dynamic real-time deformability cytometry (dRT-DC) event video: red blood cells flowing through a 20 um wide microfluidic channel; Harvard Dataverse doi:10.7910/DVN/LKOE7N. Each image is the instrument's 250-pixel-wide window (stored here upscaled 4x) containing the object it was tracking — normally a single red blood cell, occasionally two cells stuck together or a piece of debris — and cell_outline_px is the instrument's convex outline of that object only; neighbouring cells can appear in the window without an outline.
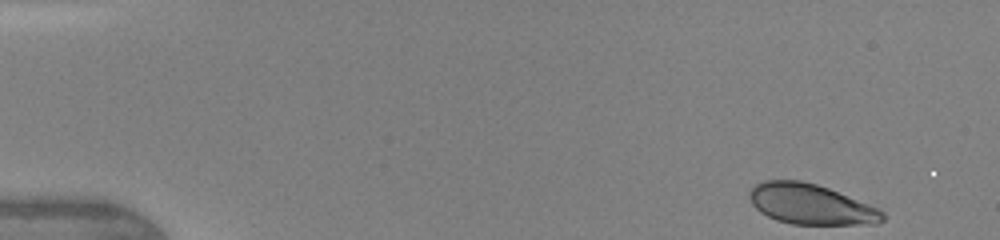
{"species": "human", "species_latin": "Homo sapiens", "temperature_condition": "warm", "stored_images_in_passage": 11, "camera_frame_rate_fps": 3000, "um_per_image_px": 0.085, "donor": {"sex": "female"}, "frame": {"image": 1, "passage_image": 1, "time_ms": 0.0, "image_size_px": [1000, 240], "cell_outline_px": [[884, 220], [876, 224], [792, 224], [776, 220], [760, 212], [752, 204], [748, 196], [748, 192], [756, 184], [764, 180], [800, 180], [816, 184], [828, 188], [880, 208], [884, 212]], "centroid_in_image_um": [68.91, 17.36], "position_along_channel_um": 16.1, "area_um2": 31.39}}